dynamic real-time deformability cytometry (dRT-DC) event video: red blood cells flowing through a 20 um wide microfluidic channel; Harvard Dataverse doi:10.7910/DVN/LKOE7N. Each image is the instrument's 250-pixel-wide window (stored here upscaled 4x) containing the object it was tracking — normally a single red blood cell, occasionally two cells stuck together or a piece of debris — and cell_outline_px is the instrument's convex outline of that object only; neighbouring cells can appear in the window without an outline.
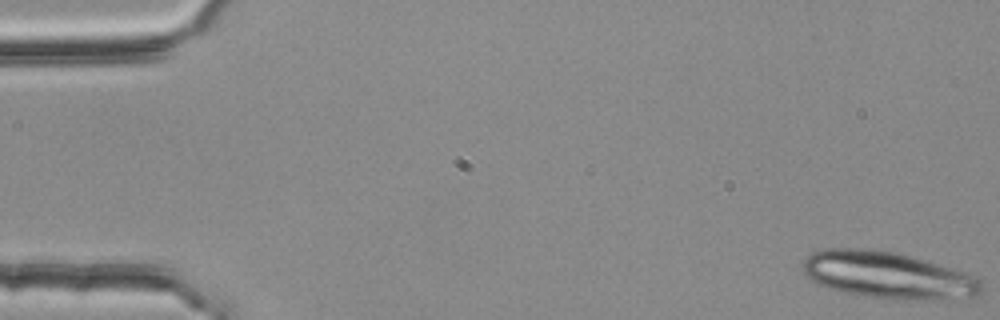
{"species": "common noctule bat (a hibernating species)", "species_latin": "Nyctalus noctula", "temperature_condition": "room temperature", "stored_images_in_passage": 19, "camera_frame_rate_fps": 3000, "um_per_image_px": 0.085, "animal": {"sex": "female", "body_mass_g": 25.1}, "frame": {"image": 1, "passage_image": 1, "time_ms": 0.0, "image_size_px": [1000, 320], "cell_outline_px": [[980, 296], [940, 300], [900, 300], [844, 292], [828, 288], [816, 284], [808, 280], [800, 264], [812, 252], [824, 248], [868, 248], [900, 252], [968, 272], [976, 276], [980, 280]], "centroid_in_image_um": [75.47, 23.37], "position_along_channel_um": 9.5, "area_um2": 49.65}}